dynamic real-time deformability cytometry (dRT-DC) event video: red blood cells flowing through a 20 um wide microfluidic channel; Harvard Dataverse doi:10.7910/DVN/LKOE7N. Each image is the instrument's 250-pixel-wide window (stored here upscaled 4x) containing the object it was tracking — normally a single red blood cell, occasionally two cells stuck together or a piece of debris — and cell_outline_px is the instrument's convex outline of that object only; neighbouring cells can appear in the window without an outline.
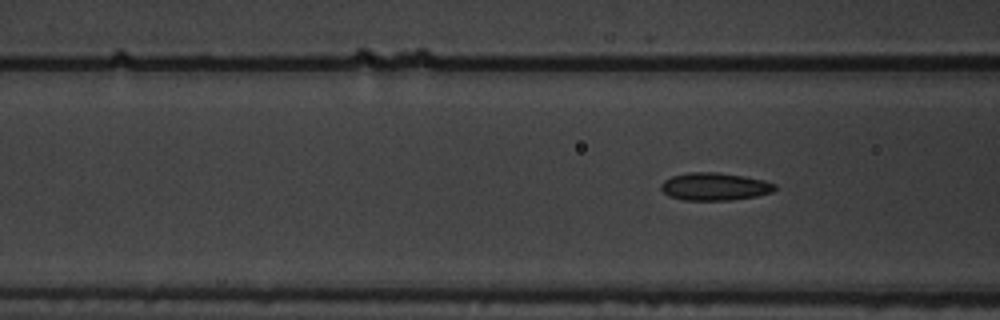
{"species": "common noctule bat (a hibernating species)", "species_latin": "Nyctalus noctula", "temperature_condition": "warm", "stored_images_in_passage": 7, "segment_of_instrument_passage": [2, 2], "camera_frame_rate_fps": 3000, "um_per_image_px": 0.085, "animal": {"sex": "male", "body_mass_g": 19.5, "forearm_length_mm": 54.6}, "frame": {"image": 1, "passage_image": 7, "time_ms": 2.0, "image_size_px": [1000, 320], "cell_outline_px": [[776, 188], [772, 192], [756, 196], [732, 200], [684, 200], [668, 196], [660, 188], [660, 184], [664, 180], [672, 176], [688, 172], [720, 172], [744, 176], [764, 180], [776, 184]], "centroid_in_image_um": [60.73, 15.85], "position_along_channel_um": 105.9, "area_um2": 18.5}}